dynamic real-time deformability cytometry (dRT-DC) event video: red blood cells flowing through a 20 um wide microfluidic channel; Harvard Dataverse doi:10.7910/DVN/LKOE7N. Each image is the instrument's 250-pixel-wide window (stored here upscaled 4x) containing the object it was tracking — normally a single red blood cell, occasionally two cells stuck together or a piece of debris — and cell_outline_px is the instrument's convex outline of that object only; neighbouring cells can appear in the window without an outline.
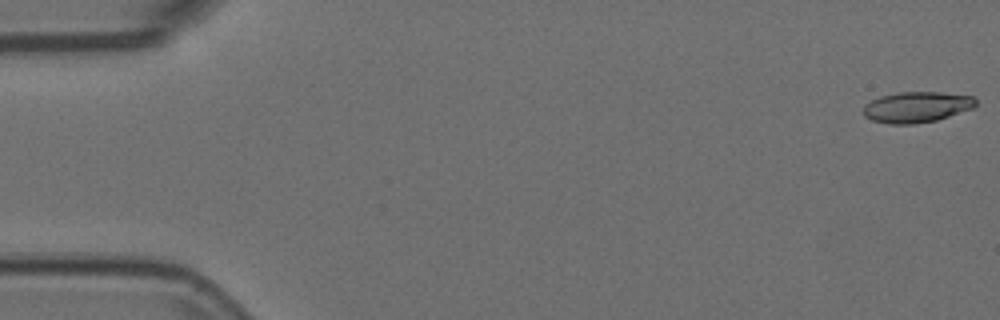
{"species": "Egyptian fruit bat (a non-hibernating species)", "species_latin": "Rousettus aegyptiacus", "temperature_condition": "room temperature", "stored_images_in_passage": 55, "camera_frame_rate_fps": 3000, "um_per_image_px": 0.085, "animal": {"sex": "female"}, "frame": {"image": 1, "passage_image": 1, "time_ms": 0.0, "image_size_px": [1000, 320], "cell_outline_px": [[976, 104], [972, 108], [936, 120], [912, 124], [892, 124], [872, 120], [864, 116], [864, 104], [880, 96], [900, 92], [940, 92], [972, 96], [976, 100]], "centroid_in_image_um": [77.89, 9.09], "position_along_channel_um": 7.1, "area_um2": 19.94}}
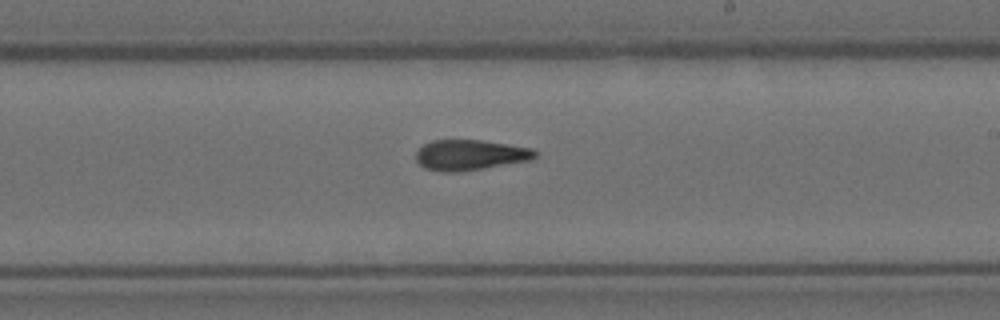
{"frame": {"image": 2, "passage_image": 32, "time_ms": 10.333, "image_size_px": [1000, 320], "cell_outline_px": [[536, 156], [532, 160], [456, 172], [444, 172], [424, 168], [416, 160], [416, 152], [424, 144], [432, 140], [480, 140], [508, 144], [532, 148], [536, 152]], "centroid_in_image_um": [39.95, 13.17], "position_along_channel_um": 249.1, "area_um2": 20.98}}
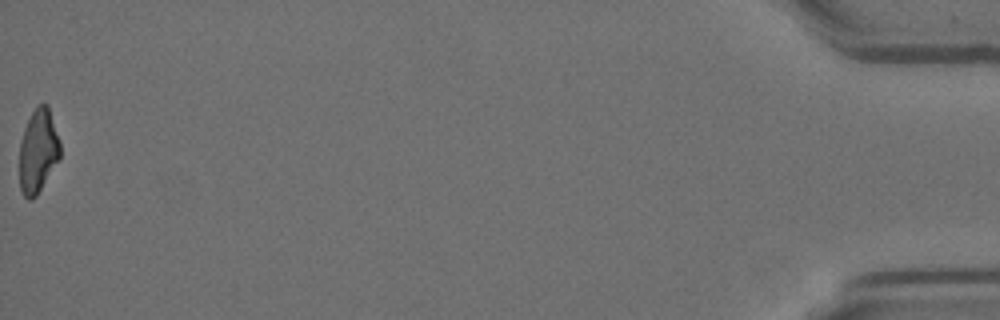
{"frame": {"image": 3, "passage_image": 55, "time_ms": 18.0, "image_size_px": [1000, 320], "cell_outline_px": [[60, 156], [36, 196], [32, 200], [28, 200], [24, 196], [20, 188], [20, 140], [24, 128], [36, 104], [48, 104], [60, 140]], "centroid_in_image_um": [3.23, 12.8], "position_along_channel_um": 432.0, "area_um2": 19.77}, "authors_computed_cell_mechanics": {"area_um2": 21.1548, "velocity_mm_per_s": 3.7336, "shape_relaxation_time_tau1_ms": 10.3481, "shape_relaxation_time_tau2_ms": 3.9574, "deformation_change_tau1": 0.2864, "deformation_change_tau2": 0.1282}}